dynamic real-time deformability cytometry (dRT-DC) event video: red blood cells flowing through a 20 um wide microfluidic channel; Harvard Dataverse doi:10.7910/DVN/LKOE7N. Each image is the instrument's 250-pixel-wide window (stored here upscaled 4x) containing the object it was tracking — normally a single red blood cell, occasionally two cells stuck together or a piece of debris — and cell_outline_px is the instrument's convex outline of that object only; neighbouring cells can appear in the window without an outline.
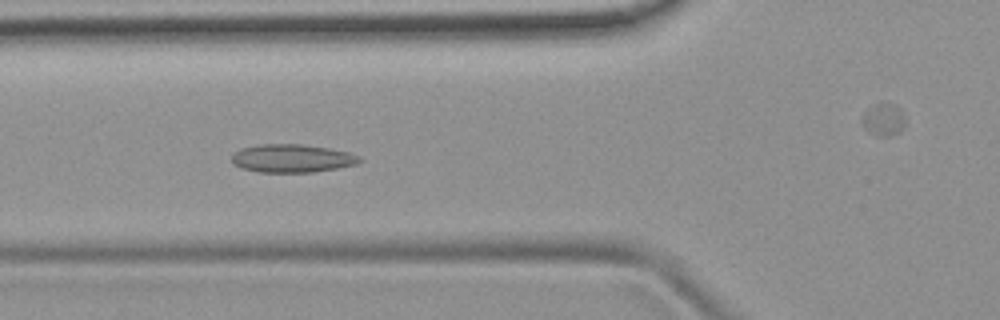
{"species": "common noctule bat (a hibernating species)", "species_latin": "Nyctalus noctula", "temperature_condition": "room temperature", "stored_images_in_passage": 52, "camera_frame_rate_fps": 3000, "um_per_image_px": 0.085, "animal": {"sex": "female", "body_mass_g": 19.9}, "frame": {"image": 1, "passage_image": 19, "time_ms": 6.0, "image_size_px": [1000, 320], "cell_outline_px": [[364, 160], [356, 164], [336, 168], [312, 172], [260, 172], [240, 168], [232, 164], [232, 156], [240, 148], [260, 144], [304, 144], [328, 148], [348, 152], [360, 156]], "centroid_in_image_um": [24.82, 13.45], "position_along_channel_um": 101.0, "area_um2": 21.04}}
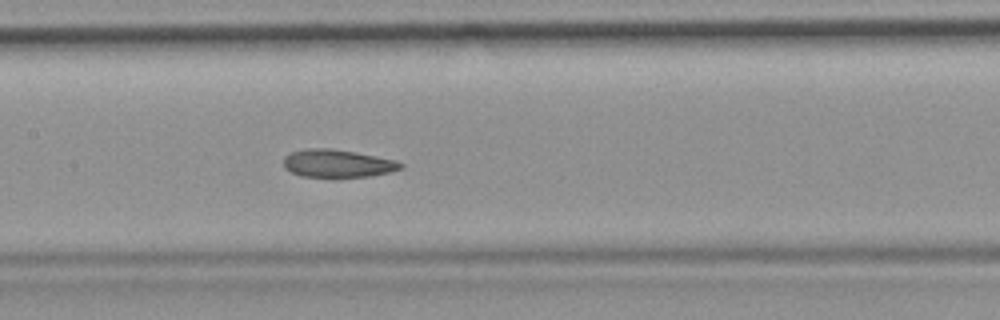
{"frame": {"image": 2, "passage_image": 25, "time_ms": 8.0, "image_size_px": [1000, 320], "cell_outline_px": [[404, 168], [388, 172], [368, 176], [300, 176], [284, 168], [284, 156], [292, 152], [308, 148], [332, 148], [356, 152], [396, 160], [404, 164]], "centroid_in_image_um": [28.7, 13.87], "position_along_channel_um": 178.7, "area_um2": 18.79}}
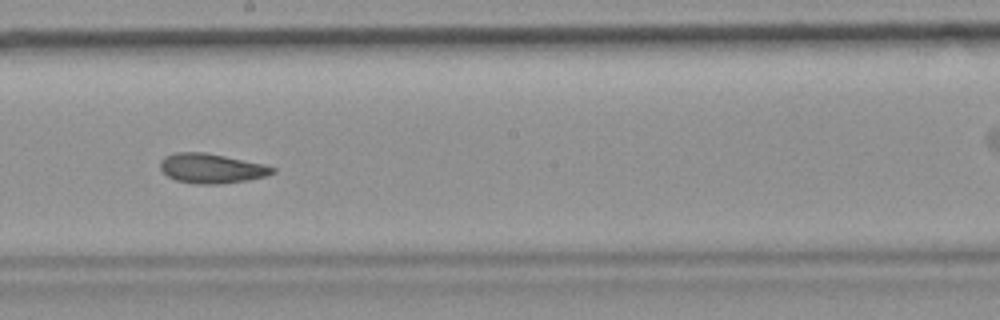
{"frame": {"image": 3, "passage_image": 29, "time_ms": 9.333, "image_size_px": [1000, 320], "cell_outline_px": [[276, 172], [268, 176], [248, 180], [220, 184], [196, 184], [176, 180], [168, 176], [160, 168], [160, 160], [164, 156], [176, 152], [204, 152], [264, 164], [276, 168]], "centroid_in_image_um": [17.99, 14.31], "position_along_channel_um": 230.2, "area_um2": 19.48}, "authors_computed_cell_mechanics": {"area_um2": 20.23, "velocity_mm_per_s": 3.8855, "shape_relaxation_time_tau1_ms": null, "shape_relaxation_time_tau2_ms": 2.7344, "deformation_change_tau1": null, "deformation_change_tau2": 0.0859}}